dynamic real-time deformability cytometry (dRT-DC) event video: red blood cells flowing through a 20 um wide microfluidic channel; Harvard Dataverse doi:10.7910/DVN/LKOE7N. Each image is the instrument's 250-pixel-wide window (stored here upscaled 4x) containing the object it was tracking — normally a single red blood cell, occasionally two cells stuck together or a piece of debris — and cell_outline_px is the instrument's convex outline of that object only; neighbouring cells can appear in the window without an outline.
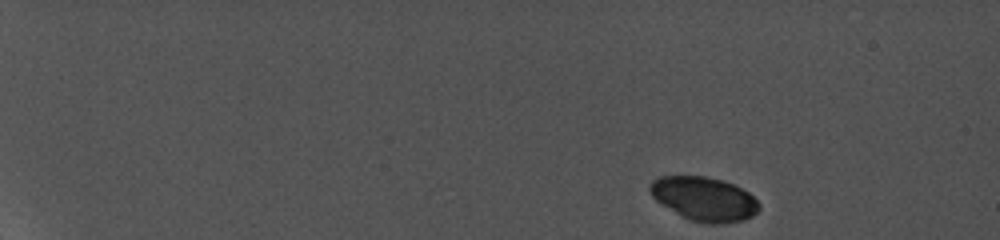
{"species": "common noctule bat (a hibernating species)", "species_latin": "Nyctalus noctula", "temperature_condition": "cold", "stored_images_in_passage": 7, "camera_frame_rate_fps": 5000, "um_per_image_px": 0.085, "animal": {"sex": "female", "body_mass_g": 19.0, "forearm_length_mm": 56.7}, "frame": {"image": 1, "passage_image": 1, "time_ms": 0.0, "image_size_px": [1000, 240], "cell_outline_px": [[760, 208], [752, 216], [744, 220], [724, 224], [708, 224], [688, 220], [680, 216], [656, 200], [652, 196], [648, 188], [648, 184], [652, 180], [660, 176], [704, 176], [724, 180], [748, 192], [760, 204]], "centroid_in_image_um": [59.83, 16.91], "position_along_channel_um": 25.2, "area_um2": 28.21}}
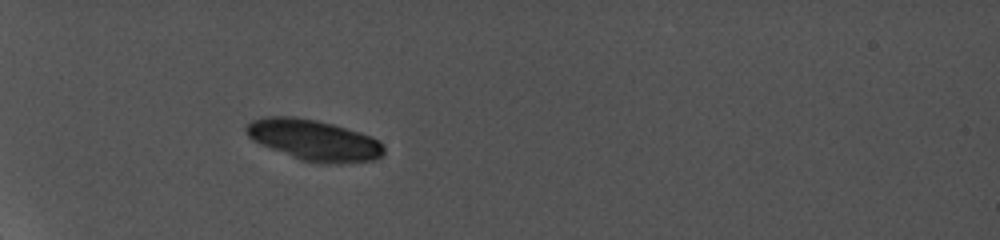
{"frame": {"image": 2, "passage_image": 6, "time_ms": 4.4, "image_size_px": [1000, 240], "cell_outline_px": [[384, 152], [376, 160], [344, 164], [320, 164], [300, 160], [260, 144], [252, 140], [248, 136], [244, 128], [252, 120], [264, 116], [296, 116], [316, 120], [332, 124], [360, 132], [372, 136], [384, 148]], "centroid_in_image_um": [26.67, 11.92], "position_along_channel_um": 58.3, "area_um2": 33.06}}